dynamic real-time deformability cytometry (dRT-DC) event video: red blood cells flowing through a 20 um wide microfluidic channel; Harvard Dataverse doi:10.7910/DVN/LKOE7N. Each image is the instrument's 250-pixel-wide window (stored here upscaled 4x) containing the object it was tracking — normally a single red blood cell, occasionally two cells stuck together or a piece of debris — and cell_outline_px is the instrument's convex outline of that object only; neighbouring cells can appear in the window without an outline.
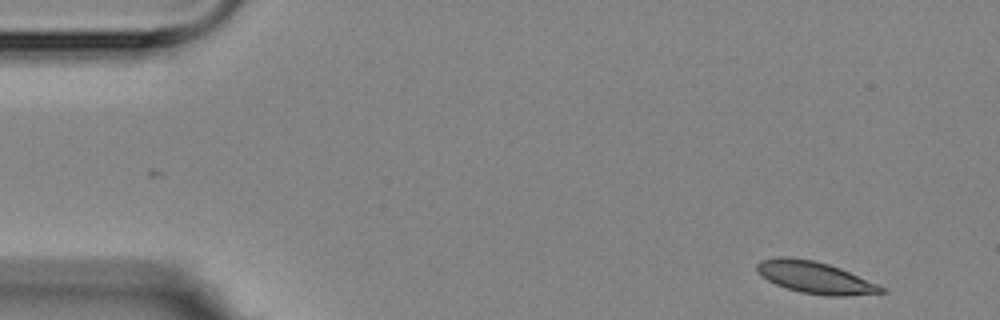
{"species": "Egyptian fruit bat (a non-hibernating species)", "species_latin": "Rousettus aegyptiacus", "temperature_condition": "room temperature", "stored_images_in_passage": 5, "camera_frame_rate_fps": 3000, "um_per_image_px": 0.085, "animal": {"sex": "female"}, "frame": {"image": 1, "passage_image": 1, "time_ms": 0.0, "image_size_px": [1000, 320], "cell_outline_px": [[888, 292], [848, 296], [824, 296], [800, 292], [776, 284], [760, 276], [756, 272], [756, 264], [760, 260], [776, 256], [788, 256], [812, 260], [828, 264], [840, 268], [876, 284], [884, 288]], "centroid_in_image_um": [69.22, 23.58], "position_along_channel_um": 15.8, "area_um2": 23.12}}
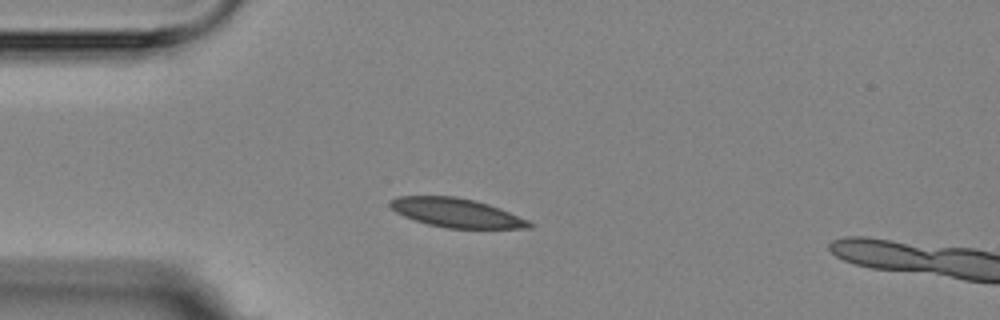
{"frame": {"image": 2, "passage_image": 4, "time_ms": 3.333, "image_size_px": [1000, 320], "cell_outline_px": [[536, 224], [532, 228], [448, 228], [428, 224], [404, 216], [396, 212], [388, 204], [388, 200], [396, 196], [456, 196], [476, 200], [500, 208], [528, 220]], "centroid_in_image_um": [38.8, 18.08], "position_along_channel_um": 46.2, "area_um2": 23.58}}